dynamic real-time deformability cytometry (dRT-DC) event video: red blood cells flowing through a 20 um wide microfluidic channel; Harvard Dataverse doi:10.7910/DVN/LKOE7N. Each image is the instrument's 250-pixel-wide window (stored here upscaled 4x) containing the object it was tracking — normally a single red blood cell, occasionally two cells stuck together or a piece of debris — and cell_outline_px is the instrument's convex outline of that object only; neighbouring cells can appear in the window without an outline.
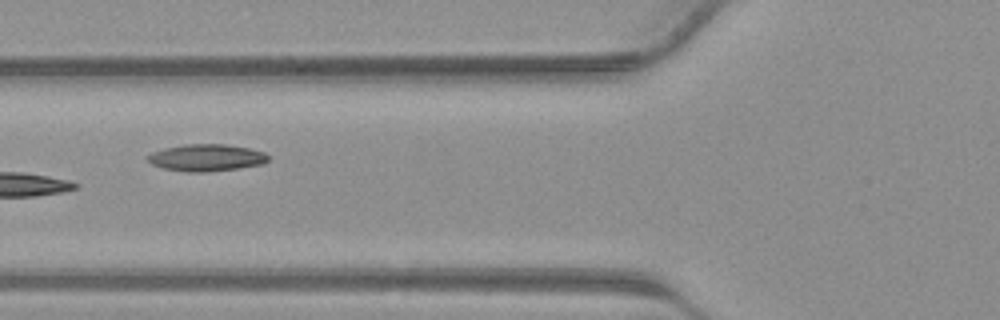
{"species": "common noctule bat (a hibernating species)", "species_latin": "Nyctalus noctula", "temperature_condition": "warm", "stored_images_in_passage": 23, "camera_frame_rate_fps": 3000, "um_per_image_px": 0.085, "animal": {"sex": "male", "body_mass_g": 23.1, "forearm_length_mm": 52.7}, "frame": {"image": 1, "passage_image": 17, "time_ms": 5.333, "image_size_px": [1000, 320], "cell_outline_px": [[268, 160], [264, 164], [208, 172], [184, 172], [164, 168], [152, 164], [144, 156], [152, 152], [164, 148], [184, 144], [224, 144], [248, 148], [264, 152], [268, 156]], "centroid_in_image_um": [17.51, 13.4], "position_along_channel_um": 108.3, "area_um2": 18.96}}